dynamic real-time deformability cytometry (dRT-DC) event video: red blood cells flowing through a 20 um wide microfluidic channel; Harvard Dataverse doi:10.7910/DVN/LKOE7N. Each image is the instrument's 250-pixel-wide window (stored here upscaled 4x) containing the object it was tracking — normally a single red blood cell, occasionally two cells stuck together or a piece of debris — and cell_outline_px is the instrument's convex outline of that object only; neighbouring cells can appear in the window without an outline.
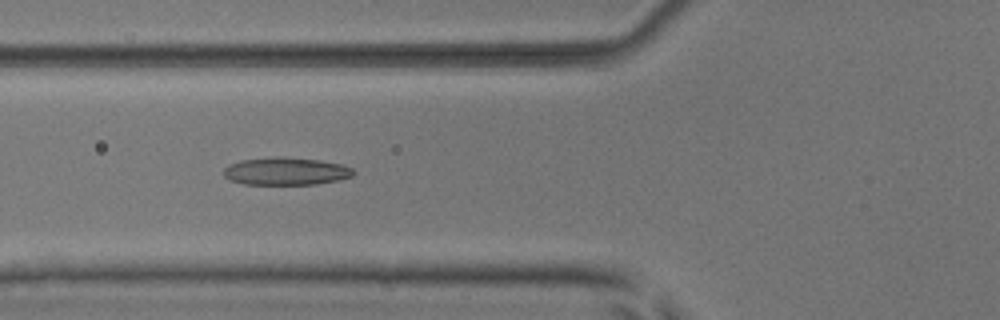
{"species": "common noctule bat (a hibernating species)", "species_latin": "Nyctalus noctula", "temperature_condition": "room temperature", "stored_images_in_passage": 22, "camera_frame_rate_fps": 3000, "um_per_image_px": 0.085, "animal": {"sex": "male", "body_mass_g": 17.9, "forearm_length_mm": 54.2}, "frame": {"image": 1, "passage_image": 21, "time_ms": 6.667, "image_size_px": [1000, 320], "cell_outline_px": [[356, 172], [352, 176], [340, 180], [316, 184], [244, 184], [228, 180], [224, 176], [224, 168], [228, 164], [240, 160], [320, 160], [344, 164], [352, 168]], "centroid_in_image_um": [24.34, 14.61], "position_along_channel_um": 101.5, "area_um2": 20.0}}